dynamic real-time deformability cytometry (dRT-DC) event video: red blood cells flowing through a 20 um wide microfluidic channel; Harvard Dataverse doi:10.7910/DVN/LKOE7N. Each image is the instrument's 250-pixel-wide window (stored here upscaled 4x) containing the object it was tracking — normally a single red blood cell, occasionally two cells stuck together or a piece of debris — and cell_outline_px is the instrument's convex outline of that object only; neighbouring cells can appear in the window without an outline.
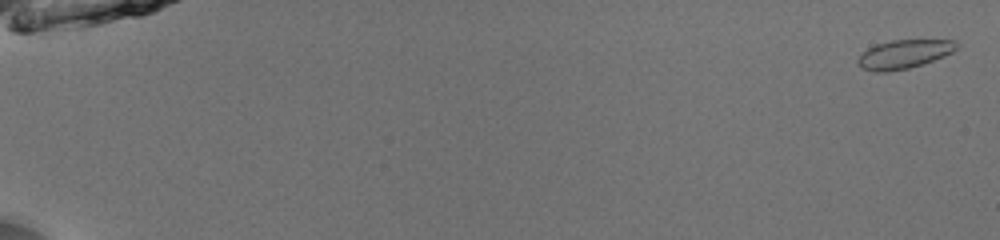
{"species": "common noctule bat (a hibernating species)", "species_latin": "Nyctalus noctula", "temperature_condition": "room temperature", "stored_images_in_passage": 54, "camera_frame_rate_fps": 3000, "um_per_image_px": 0.085, "animal": {"sex": "male", "body_mass_g": 13.0, "forearm_length_mm": 53.1}, "frame": {"image": 1, "passage_image": 2, "time_ms": 0.333, "image_size_px": [1000, 240], "cell_outline_px": [[956, 48], [952, 52], [944, 56], [908, 68], [884, 72], [876, 72], [860, 68], [856, 60], [868, 48], [876, 44], [892, 40], [956, 40]], "centroid_in_image_um": [76.8, 4.6], "position_along_channel_um": 8.2, "area_um2": 16.24}}
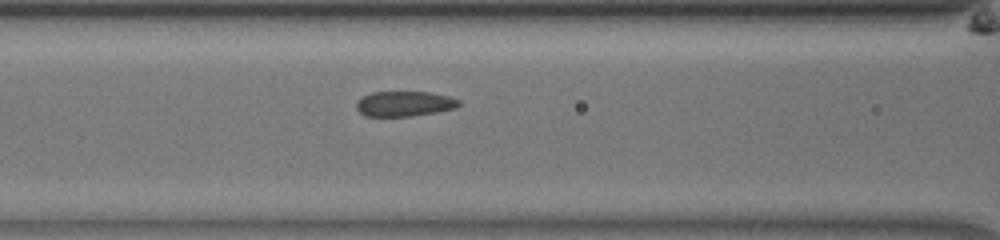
{"frame": {"image": 2, "passage_image": 26, "time_ms": 8.333, "image_size_px": [1000, 240], "cell_outline_px": [[460, 104], [456, 108], [436, 112], [412, 116], [364, 116], [356, 108], [356, 104], [364, 96], [372, 92], [428, 92], [448, 96], [460, 100]], "centroid_in_image_um": [34.39, 8.82], "position_along_channel_um": 132.2, "area_um2": 14.91}}
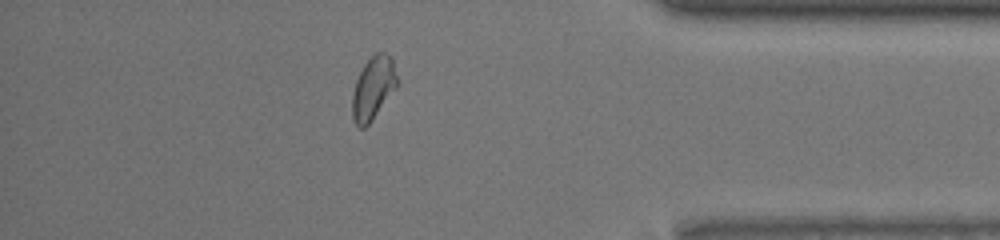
{"frame": {"image": 3, "passage_image": 48, "time_ms": 15.667, "image_size_px": [1000, 240], "cell_outline_px": [[396, 88], [372, 120], [364, 128], [360, 128], [352, 120], [352, 92], [356, 80], [364, 64], [376, 52], [384, 52], [392, 56], [396, 76]], "centroid_in_image_um": [31.7, 7.49], "position_along_channel_um": 403.5, "area_um2": 16.36}, "authors_computed_cell_mechanics": {"area_um2": 16.1551, "velocity_mm_per_s": 3.984, "shape_relaxation_time_tau1_ms": 7.4558, "shape_relaxation_time_tau2_ms": 1.1808, "deformation_change_tau1": 0.1539, "deformation_change_tau2": 0.0435}}